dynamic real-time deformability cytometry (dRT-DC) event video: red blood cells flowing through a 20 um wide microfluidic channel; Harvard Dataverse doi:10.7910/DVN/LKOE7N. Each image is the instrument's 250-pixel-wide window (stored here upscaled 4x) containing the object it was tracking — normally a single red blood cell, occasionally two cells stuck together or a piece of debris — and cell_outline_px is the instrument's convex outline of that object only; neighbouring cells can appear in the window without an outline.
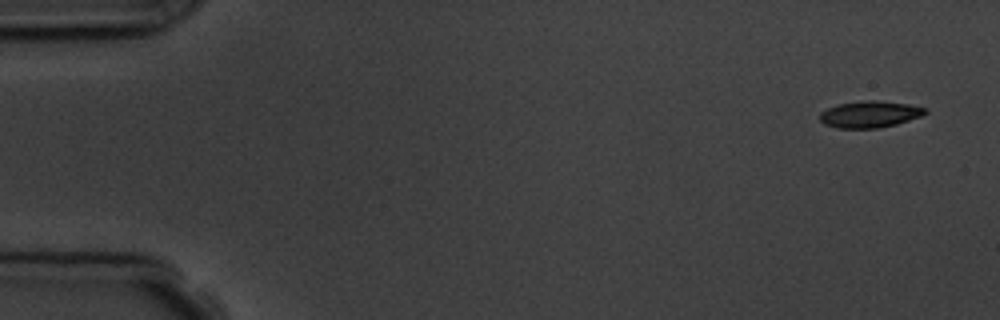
{"species": "common noctule bat (a hibernating species)", "species_latin": "Nyctalus noctula", "temperature_condition": "room temperature", "stored_images_in_passage": 6, "camera_frame_rate_fps": 3000, "um_per_image_px": 0.085, "animal": {"sex": "male", "body_mass_g": 19.5, "forearm_length_mm": 54.6}, "frame": {"image": 1, "passage_image": 1, "time_ms": 0.0, "image_size_px": [1000, 320], "cell_outline_px": [[928, 112], [920, 116], [896, 124], [876, 128], [836, 128], [824, 124], [820, 120], [820, 112], [836, 104], [864, 100], [876, 100], [908, 104], [928, 108]], "centroid_in_image_um": [73.91, 9.7], "position_along_channel_um": 11.1, "area_um2": 16.36}}